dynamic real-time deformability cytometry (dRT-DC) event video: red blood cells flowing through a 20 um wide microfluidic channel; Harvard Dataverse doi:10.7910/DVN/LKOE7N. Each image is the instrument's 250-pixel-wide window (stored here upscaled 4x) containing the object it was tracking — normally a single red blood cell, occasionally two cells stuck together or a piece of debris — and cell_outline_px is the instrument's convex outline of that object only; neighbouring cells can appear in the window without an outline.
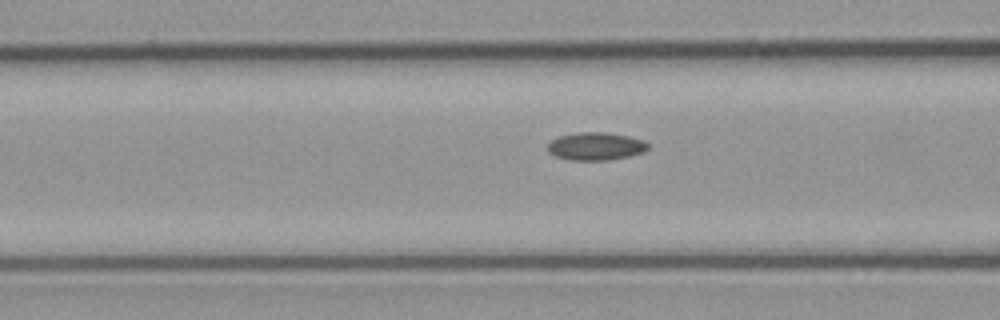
{"species": "common noctule bat (a hibernating species)", "species_latin": "Nyctalus noctula", "temperature_condition": "cold", "stored_images_in_passage": 20, "camera_frame_rate_fps": 3000, "um_per_image_px": 0.085, "animal": {"sex": "male", "body_mass_g": 23.1, "forearm_length_mm": 52.7}, "frame": {"image": 1, "passage_image": 15, "time_ms": 4.667, "image_size_px": [1000, 320], "cell_outline_px": [[648, 148], [644, 152], [628, 156], [608, 160], [568, 160], [556, 156], [548, 152], [548, 144], [552, 140], [560, 136], [580, 132], [604, 132], [628, 136], [644, 140], [648, 144]], "centroid_in_image_um": [50.64, 12.44], "position_along_channel_um": 116.0, "area_um2": 16.18}}